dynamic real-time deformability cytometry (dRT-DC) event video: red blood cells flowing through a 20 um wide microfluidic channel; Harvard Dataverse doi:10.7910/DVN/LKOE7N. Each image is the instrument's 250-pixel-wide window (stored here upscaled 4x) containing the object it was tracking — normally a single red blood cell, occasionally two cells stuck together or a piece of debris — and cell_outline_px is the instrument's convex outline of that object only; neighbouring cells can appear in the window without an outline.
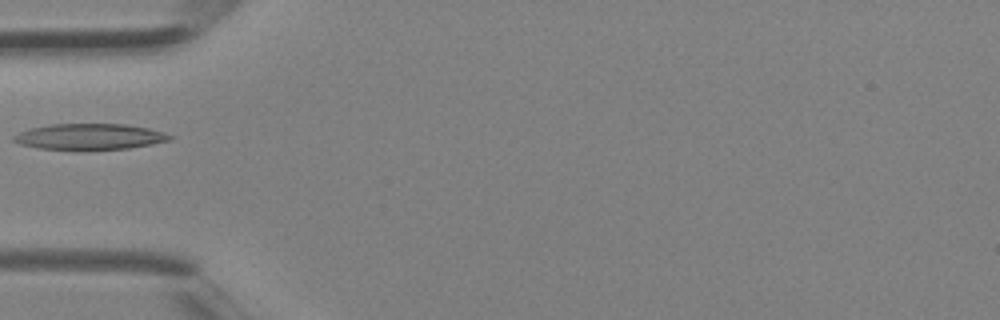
{"species": "Egyptian fruit bat (a non-hibernating species)", "species_latin": "Rousettus aegyptiacus", "temperature_condition": "room temperature", "stored_images_in_passage": 2, "camera_frame_rate_fps": 3000, "um_per_image_px": 0.085, "animal": {"sex": "female"}, "frame": {"image": 1, "passage_image": 2, "time_ms": 0.333, "image_size_px": [1000, 320], "cell_outline_px": [[172, 140], [152, 144], [128, 148], [80, 152], [36, 148], [20, 144], [12, 140], [12, 136], [20, 132], [32, 128], [52, 124], [124, 124], [148, 128], [172, 136]], "centroid_in_image_um": [7.57, 11.65], "position_along_channel_um": 77.4, "area_um2": 24.16}}